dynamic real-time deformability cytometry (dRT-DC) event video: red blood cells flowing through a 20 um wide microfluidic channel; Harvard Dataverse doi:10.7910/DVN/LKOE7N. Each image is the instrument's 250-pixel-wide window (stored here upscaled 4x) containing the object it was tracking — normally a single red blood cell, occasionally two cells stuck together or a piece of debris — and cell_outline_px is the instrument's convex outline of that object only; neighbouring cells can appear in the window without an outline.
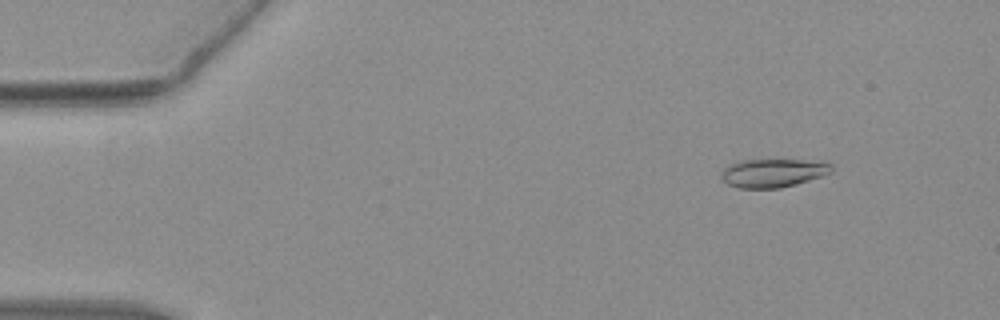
{"species": "common noctule bat (a hibernating species)", "species_latin": "Nyctalus noctula", "temperature_condition": "warm", "stored_images_in_passage": 55, "camera_frame_rate_fps": 3000, "um_per_image_px": 0.085, "animal": {"sex": "female", "body_mass_g": 19.3, "forearm_length_mm": 54.1}, "frame": {"image": 1, "passage_image": 7, "time_ms": 2.0, "image_size_px": [1000, 320], "cell_outline_px": [[832, 172], [796, 184], [780, 188], [740, 188], [728, 184], [720, 180], [720, 172], [728, 164], [740, 160], [820, 160], [832, 164]], "centroid_in_image_um": [65.67, 14.69], "position_along_channel_um": 19.3, "area_um2": 18.5}}
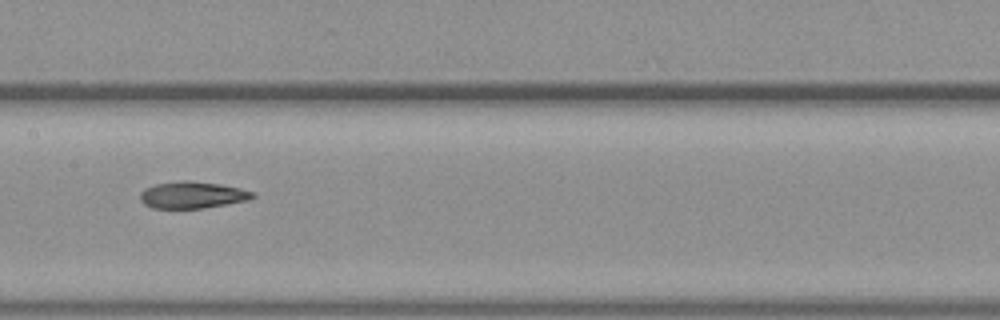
{"frame": {"image": 2, "passage_image": 28, "time_ms": 9.0, "image_size_px": [1000, 320], "cell_outline_px": [[256, 196], [248, 200], [228, 204], [204, 208], [152, 208], [144, 204], [140, 200], [140, 192], [144, 188], [156, 184], [180, 180], [188, 180], [220, 184], [240, 188], [252, 192]], "centroid_in_image_um": [16.33, 16.57], "position_along_channel_um": 191.1, "area_um2": 17.63}}
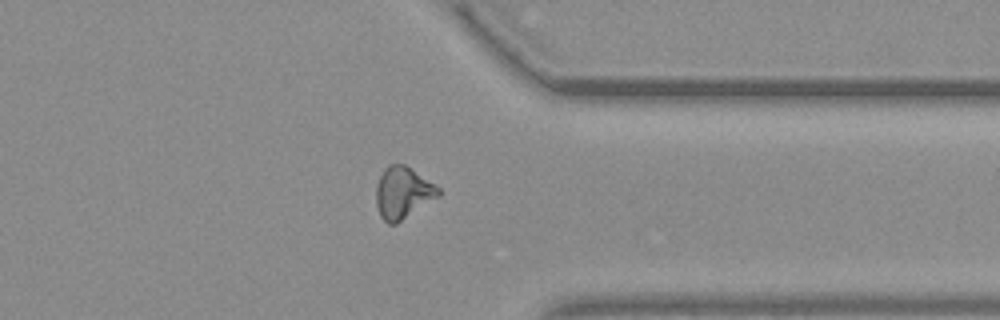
{"frame": {"image": 3, "passage_image": 43, "time_ms": 14.0, "image_size_px": [1000, 320], "cell_outline_px": [[440, 196], [396, 224], [388, 224], [380, 216], [376, 204], [376, 188], [380, 176], [384, 168], [388, 164], [404, 164], [440, 188]], "centroid_in_image_um": [34.23, 16.4], "position_along_channel_um": 377.2, "area_um2": 18.73}, "authors_computed_cell_mechanics": {"area_um2": 18.3226, "velocity_mm_per_s": 3.8403, "shape_relaxation_time_tau1_ms": null, "shape_relaxation_time_tau2_ms": 3.8187, "deformation_change_tau1": null, "deformation_change_tau2": 0.117}}